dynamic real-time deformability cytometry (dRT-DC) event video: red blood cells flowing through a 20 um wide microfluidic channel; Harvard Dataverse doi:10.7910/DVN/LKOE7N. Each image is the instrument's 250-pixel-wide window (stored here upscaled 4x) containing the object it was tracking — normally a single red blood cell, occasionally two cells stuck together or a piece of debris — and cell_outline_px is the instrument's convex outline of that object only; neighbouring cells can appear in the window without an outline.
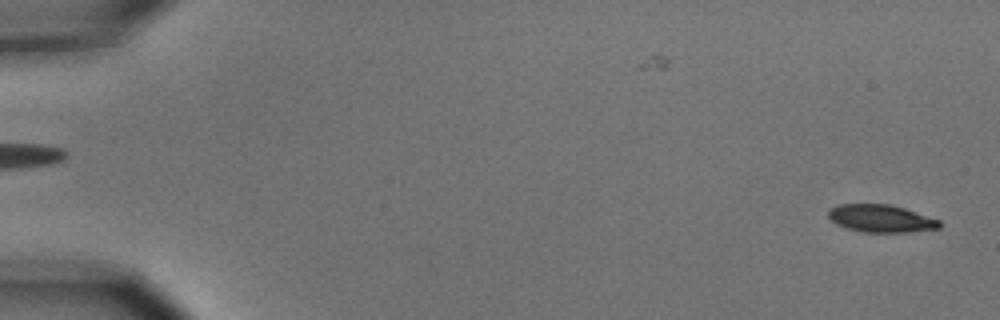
{"species": "common noctule bat (a hibernating species)", "species_latin": "Nyctalus noctula", "temperature_condition": "cold", "stored_images_in_passage": 6, "segment_of_instrument_passage": [2, 2], "camera_frame_rate_fps": 3000, "um_per_image_px": 0.085, "animal": {"sex": "male", "body_mass_g": 15.6}, "frame": {"image": 1, "passage_image": 6, "time_ms": 1.667, "image_size_px": [1000, 320], "cell_outline_px": [[940, 228], [908, 232], [864, 232], [848, 228], [836, 224], [828, 216], [828, 208], [836, 204], [888, 204], [904, 208], [940, 220]], "centroid_in_image_um": [74.85, 18.56], "position_along_channel_um": 10.1, "area_um2": 17.8}}